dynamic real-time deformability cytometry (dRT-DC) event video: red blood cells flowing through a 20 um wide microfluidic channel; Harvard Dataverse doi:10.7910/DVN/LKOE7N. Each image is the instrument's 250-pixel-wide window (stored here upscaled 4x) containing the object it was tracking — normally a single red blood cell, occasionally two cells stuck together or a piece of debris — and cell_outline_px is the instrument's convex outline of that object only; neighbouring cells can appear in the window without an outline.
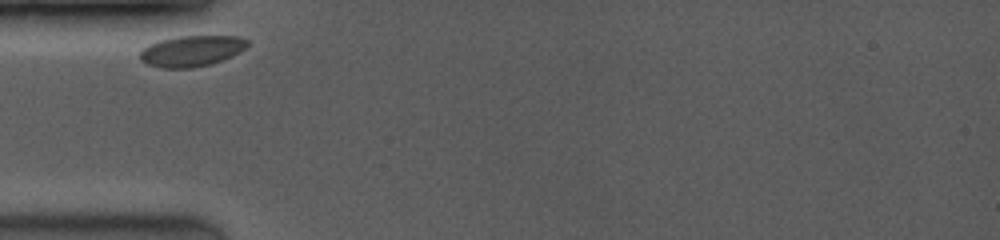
{"species": "common noctule bat (a hibernating species)", "species_latin": "Nyctalus noctula", "temperature_condition": "room temperature", "stored_images_in_passage": 26, "camera_frame_rate_fps": 3500, "um_per_image_px": 0.085, "animal": {"sex": "female", "body_mass_g": 19.0, "forearm_length_mm": 53.3}, "frame": {"image": 1, "passage_image": 1, "time_ms": 0.0, "image_size_px": [1000, 240], "cell_outline_px": [[248, 44], [240, 52], [224, 60], [192, 68], [160, 68], [148, 64], [140, 60], [140, 52], [148, 44], [160, 40], [176, 36], [240, 36], [248, 40]], "centroid_in_image_um": [16.28, 4.33], "position_along_channel_um": 68.7, "area_um2": 19.42}}
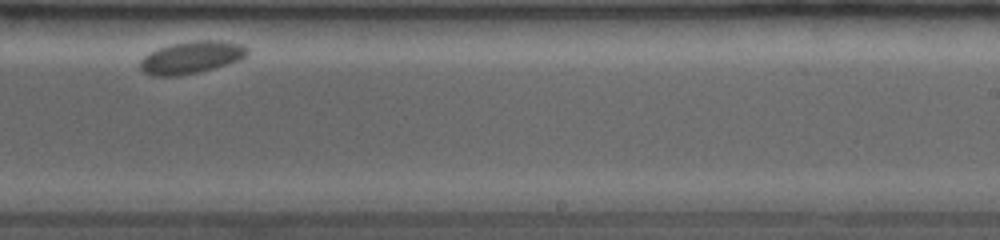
{"frame": {"image": 2, "passage_image": 15, "time_ms": 6.0, "image_size_px": [1000, 240], "cell_outline_px": [[248, 52], [240, 60], [228, 64], [196, 72], [176, 76], [152, 76], [144, 72], [140, 68], [140, 60], [148, 52], [172, 44], [196, 40], [224, 40], [244, 44], [248, 48]], "centroid_in_image_um": [16.28, 4.86], "position_along_channel_um": 272.7, "area_um2": 20.17}}
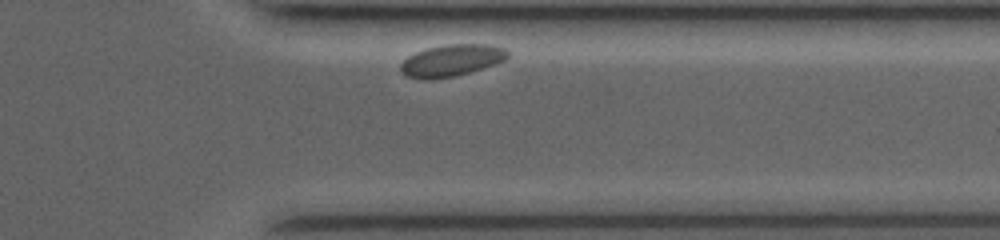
{"frame": {"image": 3, "passage_image": 24, "time_ms": 8.857, "image_size_px": [1000, 240], "cell_outline_px": [[508, 56], [504, 60], [496, 64], [456, 76], [428, 80], [424, 80], [408, 76], [400, 72], [400, 64], [408, 56], [416, 52], [428, 48], [448, 44], [492, 44], [504, 48], [508, 52]], "centroid_in_image_um": [38.38, 5.14], "position_along_channel_um": 373.0, "area_um2": 19.88}}